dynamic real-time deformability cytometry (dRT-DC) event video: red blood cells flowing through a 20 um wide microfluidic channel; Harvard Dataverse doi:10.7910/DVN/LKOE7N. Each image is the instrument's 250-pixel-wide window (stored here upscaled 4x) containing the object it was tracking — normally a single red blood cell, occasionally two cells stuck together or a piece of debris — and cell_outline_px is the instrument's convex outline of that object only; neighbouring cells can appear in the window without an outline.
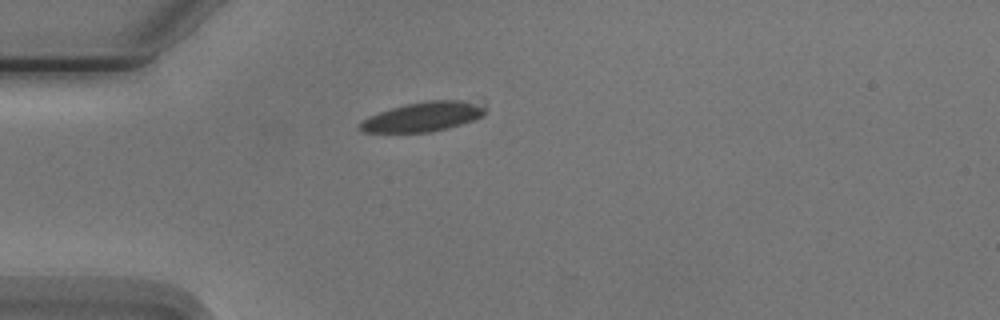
{"species": "Egyptian fruit bat (a non-hibernating species)", "species_latin": "Rousettus aegyptiacus", "temperature_condition": "cold", "stored_images_in_passage": 3, "camera_frame_rate_fps": 3000, "um_per_image_px": 0.085, "animal": {"sex": "male"}, "frame": {"image": 1, "passage_image": 1, "time_ms": 0.0, "image_size_px": [1000, 320], "cell_outline_px": [[484, 116], [448, 128], [432, 132], [364, 132], [356, 128], [368, 116], [392, 108], [408, 104], [428, 100], [484, 96]], "centroid_in_image_um": [36.17, 9.85], "position_along_channel_um": 48.8, "area_um2": 22.48}}